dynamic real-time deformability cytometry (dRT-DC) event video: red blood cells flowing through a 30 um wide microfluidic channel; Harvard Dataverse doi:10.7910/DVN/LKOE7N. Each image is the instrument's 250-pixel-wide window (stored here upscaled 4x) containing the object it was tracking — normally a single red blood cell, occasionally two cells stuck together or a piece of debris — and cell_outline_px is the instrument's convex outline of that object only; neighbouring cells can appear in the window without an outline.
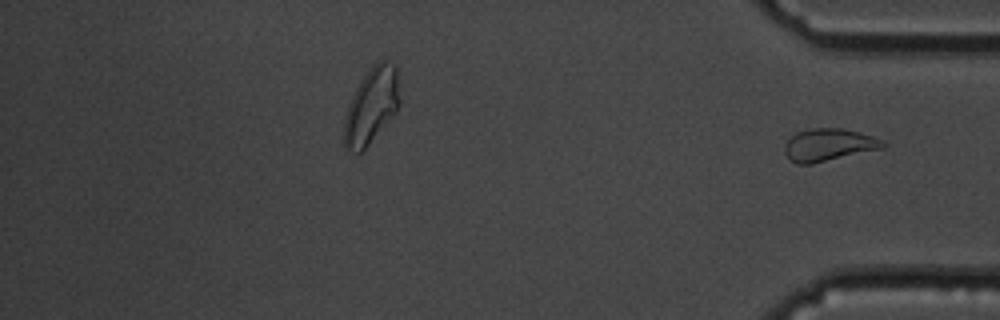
{"species": "common noctule bat (a hibernating species)", "species_latin": "Nyctalus noctula", "temperature_condition": "cold", "stored_images_in_passage": 49, "segment_of_instrument_passage": [2, 2], "camera_frame_rate_fps": 3000, "um_per_image_px": 0.085, "animal": {"sex": "male", "body_mass_g": 19.5, "forearm_length_mm": 54.6}, "frame": {"image": 1, "passage_image": 49, "time_ms": 16.0, "image_size_px": [1000, 320], "cell_outline_px": [[888, 144], [884, 148], [812, 164], [796, 164], [784, 152], [784, 144], [796, 132], [812, 128], [844, 128], [872, 136], [884, 140]], "centroid_in_image_um": [70.47, 12.31], "position_along_channel_um": 364.7, "area_um2": 18.67}}